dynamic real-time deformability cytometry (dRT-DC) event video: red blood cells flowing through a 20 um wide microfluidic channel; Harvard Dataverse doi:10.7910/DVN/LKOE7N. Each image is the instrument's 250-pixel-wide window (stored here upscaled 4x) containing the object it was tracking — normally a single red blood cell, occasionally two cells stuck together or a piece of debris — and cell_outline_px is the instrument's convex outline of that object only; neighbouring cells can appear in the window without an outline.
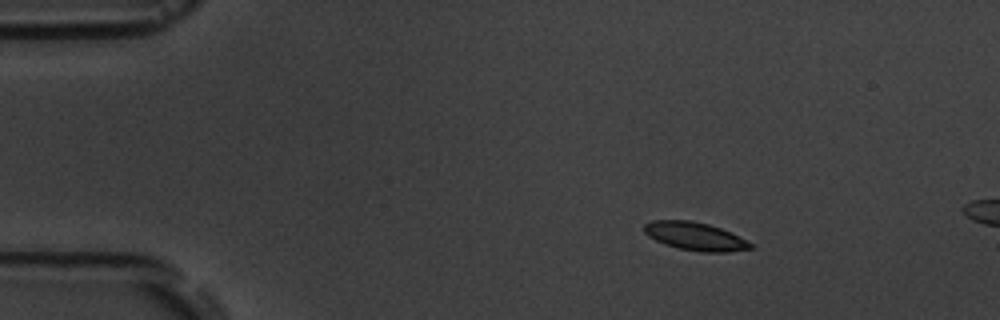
{"species": "common noctule bat (a hibernating species)", "species_latin": "Nyctalus noctula", "temperature_condition": "room temperature", "stored_images_in_passage": 3, "camera_frame_rate_fps": 3000, "um_per_image_px": 0.085, "animal": {"sex": "male", "body_mass_g": 19.5, "forearm_length_mm": 54.6}, "frame": {"image": 1, "passage_image": 2, "time_ms": 1.0, "image_size_px": [1000, 320], "cell_outline_px": [[756, 248], [728, 252], [700, 252], [680, 248], [664, 244], [648, 236], [644, 232], [644, 224], [652, 220], [692, 220], [708, 224], [720, 228], [752, 244]], "centroid_in_image_um": [59.06, 20.08], "position_along_channel_um": 25.9, "area_um2": 17.28}}